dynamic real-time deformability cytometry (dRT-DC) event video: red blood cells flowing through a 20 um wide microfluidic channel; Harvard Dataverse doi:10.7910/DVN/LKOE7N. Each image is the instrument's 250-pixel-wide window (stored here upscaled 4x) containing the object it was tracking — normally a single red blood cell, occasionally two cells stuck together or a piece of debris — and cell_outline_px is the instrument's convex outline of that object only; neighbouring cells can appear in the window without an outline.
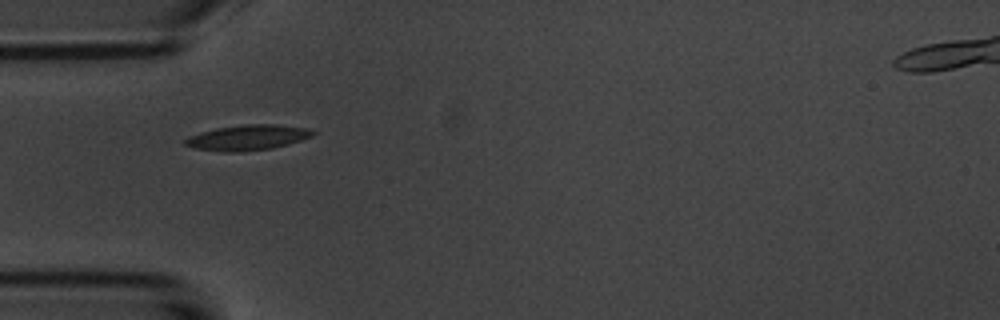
{"species": "common noctule bat (a hibernating species)", "species_latin": "Nyctalus noctula", "temperature_condition": "room temperature", "stored_images_in_passage": 39, "camera_frame_rate_fps": 3000, "um_per_image_px": 0.085, "animal": {"sex": "male", "body_mass_g": 20.1, "forearm_length_mm": 53.5}, "frame": {"image": 1, "passage_image": 1, "time_ms": 0.0, "image_size_px": [1000, 320], "cell_outline_px": [[316, 132], [312, 136], [288, 144], [272, 148], [232, 152], [224, 152], [192, 148], [184, 144], [184, 140], [188, 136], [200, 132], [216, 128], [244, 124], [276, 124], [308, 128]], "centroid_in_image_um": [21.02, 11.68], "position_along_channel_um": 64.0, "area_um2": 18.84}}
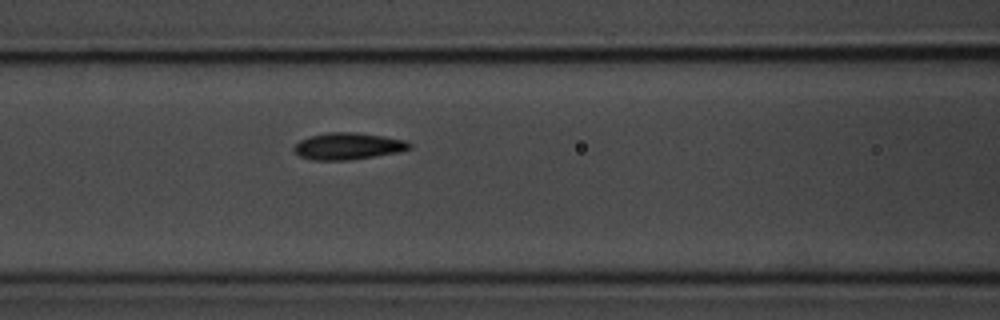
{"frame": {"image": 2, "passage_image": 7, "time_ms": 2.0, "image_size_px": [1000, 320], "cell_outline_px": [[412, 148], [400, 152], [376, 156], [348, 160], [312, 160], [300, 156], [292, 148], [300, 140], [308, 136], [328, 132], [356, 132], [384, 136], [404, 140], [412, 144]], "centroid_in_image_um": [29.59, 12.42], "position_along_channel_um": 137.0, "area_um2": 18.15}}
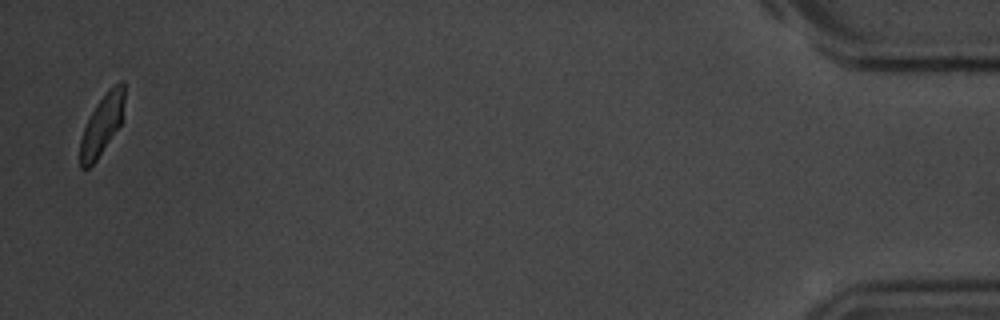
{"frame": {"image": 3, "passage_image": 38, "time_ms": 12.333, "image_size_px": [1000, 320], "cell_outline_px": [[124, 100], [120, 124], [96, 160], [88, 168], [80, 168], [80, 140], [84, 128], [96, 104], [108, 88], [120, 80], [124, 80]], "centroid_in_image_um": [8.66, 10.56], "position_along_channel_um": 426.5, "area_um2": 15.2}, "authors_computed_cell_mechanics": {"area_um2": 17.3978, "velocity_mm_per_s": 3.6648, "shape_relaxation_time_tau1_ms": 2.1355, "shape_relaxation_time_tau2_ms": 1.7591, "deformation_change_tau1": 0.1012, "deformation_change_tau2": 0.0622}}